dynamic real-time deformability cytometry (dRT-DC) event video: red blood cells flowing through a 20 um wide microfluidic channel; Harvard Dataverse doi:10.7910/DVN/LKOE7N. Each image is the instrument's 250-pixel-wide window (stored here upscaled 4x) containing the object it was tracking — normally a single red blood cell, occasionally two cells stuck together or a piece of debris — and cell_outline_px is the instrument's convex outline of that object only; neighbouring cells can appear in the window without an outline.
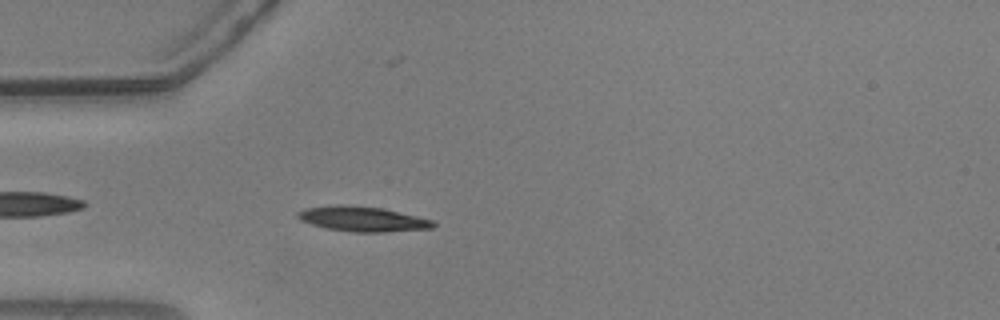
{"species": "common noctule bat (a hibernating species)", "species_latin": "Nyctalus noctula", "temperature_condition": "warm", "stored_images_in_passage": 43, "camera_frame_rate_fps": 3000, "um_per_image_px": 0.085, "animal": {"sex": "male", "body_mass_g": 20.5, "forearm_length_mm": 52.5}, "frame": {"image": 1, "passage_image": 4, "time_ms": 1.0, "image_size_px": [1000, 320], "cell_outline_px": [[436, 224], [432, 228], [384, 232], [352, 232], [328, 228], [312, 224], [300, 220], [296, 216], [296, 212], [304, 208], [336, 204], [344, 204], [380, 208], [416, 216], [432, 220]], "centroid_in_image_um": [30.76, 18.6], "position_along_channel_um": 54.2, "area_um2": 19.59}}
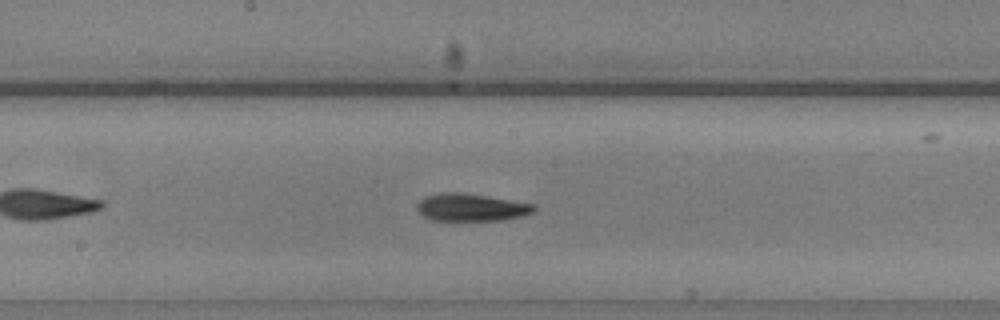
{"frame": {"image": 2, "passage_image": 17, "time_ms": 5.333, "image_size_px": [1000, 320], "cell_outline_px": [[536, 208], [532, 212], [524, 216], [504, 220], [432, 220], [416, 212], [416, 204], [424, 196], [436, 192], [464, 192], [536, 204]], "centroid_in_image_um": [40.02, 17.61], "position_along_channel_um": 208.2, "area_um2": 19.13}}
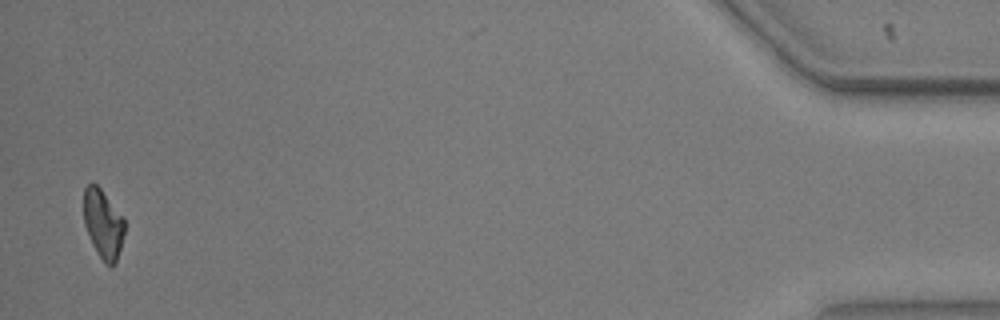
{"frame": {"image": 3, "passage_image": 42, "time_ms": 13.667, "image_size_px": [1000, 320], "cell_outline_px": [[124, 232], [116, 264], [112, 268], [104, 264], [92, 244], [84, 224], [84, 188], [88, 184], [96, 184], [100, 188], [124, 216]], "centroid_in_image_um": [8.77, 19.06], "position_along_channel_um": 426.4, "area_um2": 16.53}, "authors_computed_cell_mechanics": {"area_um2": 18.3226, "velocity_mm_per_s": 3.6869, "shape_relaxation_time_tau1_ms": null, "shape_relaxation_time_tau2_ms": 2.7467, "deformation_change_tau1": null, "deformation_change_tau2": 0.0801}}